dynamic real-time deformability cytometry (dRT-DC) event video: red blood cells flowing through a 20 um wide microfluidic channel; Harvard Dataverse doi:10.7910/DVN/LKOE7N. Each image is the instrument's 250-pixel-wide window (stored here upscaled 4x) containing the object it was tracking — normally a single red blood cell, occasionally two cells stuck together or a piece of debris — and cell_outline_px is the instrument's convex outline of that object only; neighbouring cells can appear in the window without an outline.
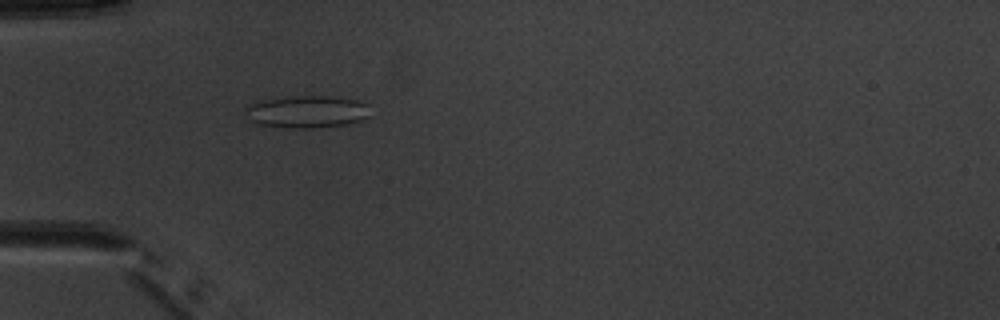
{"species": "common noctule bat (a hibernating species)", "species_latin": "Nyctalus noctula", "temperature_condition": "warm", "stored_images_in_passage": 5, "camera_frame_rate_fps": 3000, "um_per_image_px": 0.085, "animal": {"sex": "male", "body_mass_g": 20.1, "forearm_length_mm": 53.5}, "frame": {"image": 1, "passage_image": 5, "time_ms": 4.667, "image_size_px": [1000, 320], "cell_outline_px": [[368, 116], [360, 120], [344, 124], [312, 128], [284, 128], [256, 124], [252, 120], [244, 108], [248, 104], [264, 100], [288, 96], [328, 96], [356, 100], [368, 104]], "centroid_in_image_um": [26.06, 9.49], "position_along_channel_um": 58.9, "area_um2": 23.29}}